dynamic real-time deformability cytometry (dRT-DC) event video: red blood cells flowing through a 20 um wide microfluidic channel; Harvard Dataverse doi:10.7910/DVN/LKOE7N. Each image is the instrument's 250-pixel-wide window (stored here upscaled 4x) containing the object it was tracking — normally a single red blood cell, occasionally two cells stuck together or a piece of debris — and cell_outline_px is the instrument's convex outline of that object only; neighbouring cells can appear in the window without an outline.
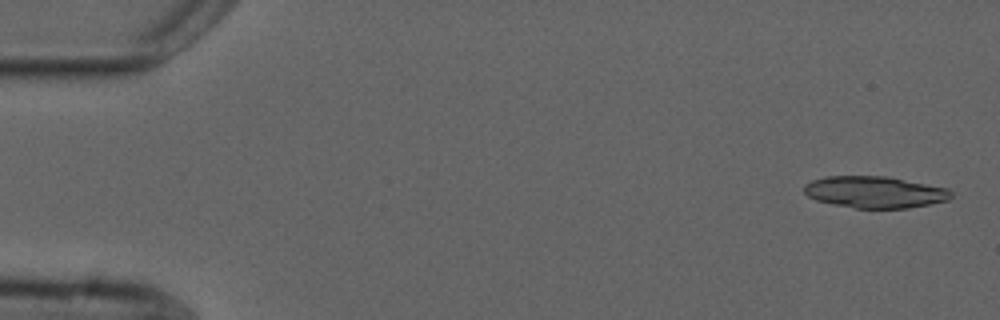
{"species": "common noctule bat (a hibernating species)", "species_latin": "Nyctalus noctula", "temperature_condition": "cold", "stored_images_in_passage": 6, "camera_frame_rate_fps": 3000, "um_per_image_px": 0.085, "animal": {"sex": "male", "forearm_length_mm": 52.5}, "frame": {"image": 1, "passage_image": 1, "time_ms": 0.0, "image_size_px": [1000, 320], "cell_outline_px": [[952, 196], [948, 200], [908, 208], [856, 208], [816, 200], [808, 196], [804, 192], [804, 184], [812, 180], [824, 176], [888, 176], [948, 188], [952, 192]], "centroid_in_image_um": [74.36, 16.31], "position_along_channel_um": 10.6, "area_um2": 27.11}}